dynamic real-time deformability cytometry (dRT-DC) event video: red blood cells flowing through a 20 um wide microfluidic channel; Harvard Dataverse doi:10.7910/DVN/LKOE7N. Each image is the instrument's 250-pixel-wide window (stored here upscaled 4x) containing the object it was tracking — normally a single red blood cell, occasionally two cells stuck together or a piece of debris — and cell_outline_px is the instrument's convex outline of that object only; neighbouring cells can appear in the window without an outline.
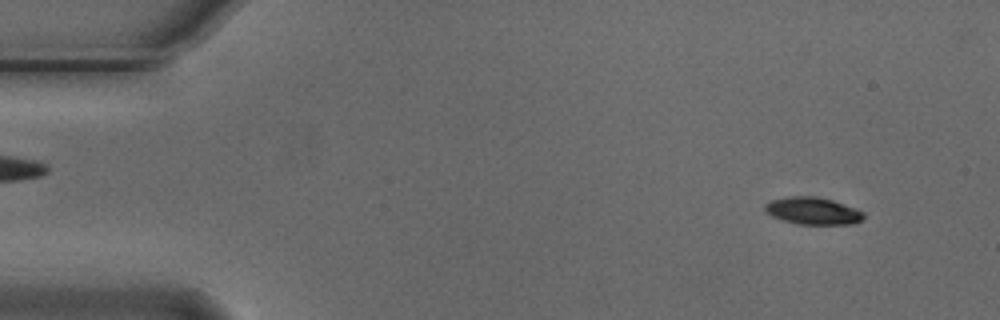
{"species": "Egyptian fruit bat (a non-hibernating species)", "species_latin": "Rousettus aegyptiacus", "temperature_condition": "cold", "stored_images_in_passage": 54, "camera_frame_rate_fps": 3000, "um_per_image_px": 0.085, "animal": {"sex": "male"}, "frame": {"image": 1, "passage_image": 4, "time_ms": 1.0, "image_size_px": [1000, 320], "cell_outline_px": [[864, 216], [860, 220], [852, 224], [800, 224], [784, 220], [772, 216], [764, 208], [764, 204], [772, 200], [788, 196], [816, 196], [832, 200], [856, 208], [864, 212]], "centroid_in_image_um": [69.1, 17.91], "position_along_channel_um": 15.9, "area_um2": 15.49}}
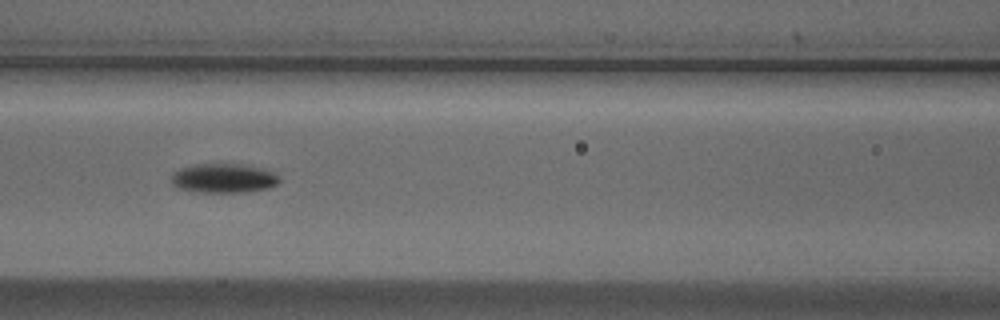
{"frame": {"image": 2, "passage_image": 23, "time_ms": 7.333, "image_size_px": [1000, 320], "cell_outline_px": [[280, 180], [276, 184], [268, 188], [244, 192], [200, 192], [176, 188], [172, 184], [172, 176], [180, 168], [196, 164], [240, 164], [260, 168], [276, 172], [280, 176]], "centroid_in_image_um": [19.03, 15.15], "position_along_channel_um": 147.6, "area_um2": 18.38}}
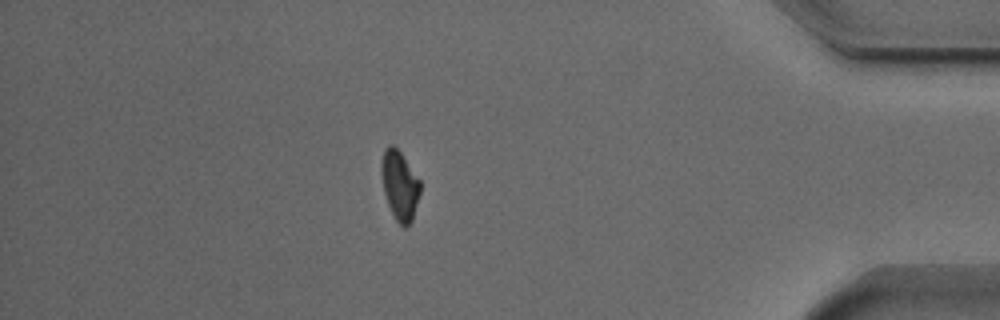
{"frame": {"image": 3, "passage_image": 47, "time_ms": 15.333, "image_size_px": [1000, 320], "cell_outline_px": [[420, 192], [412, 220], [404, 228], [396, 220], [388, 204], [384, 192], [380, 172], [380, 164], [384, 148], [388, 144], [392, 144], [400, 152], [420, 180]], "centroid_in_image_um": [33.95, 15.72], "position_along_channel_um": 401.3, "area_um2": 15.61}, "authors_computed_cell_mechanics": {"area_um2": 16.2996, "velocity_mm_per_s": 3.7113, "shape_relaxation_time_tau1_ms": 3.2443, "shape_relaxation_time_tau2_ms": null, "deformation_change_tau1": 0.1118, "deformation_change_tau2": null}}